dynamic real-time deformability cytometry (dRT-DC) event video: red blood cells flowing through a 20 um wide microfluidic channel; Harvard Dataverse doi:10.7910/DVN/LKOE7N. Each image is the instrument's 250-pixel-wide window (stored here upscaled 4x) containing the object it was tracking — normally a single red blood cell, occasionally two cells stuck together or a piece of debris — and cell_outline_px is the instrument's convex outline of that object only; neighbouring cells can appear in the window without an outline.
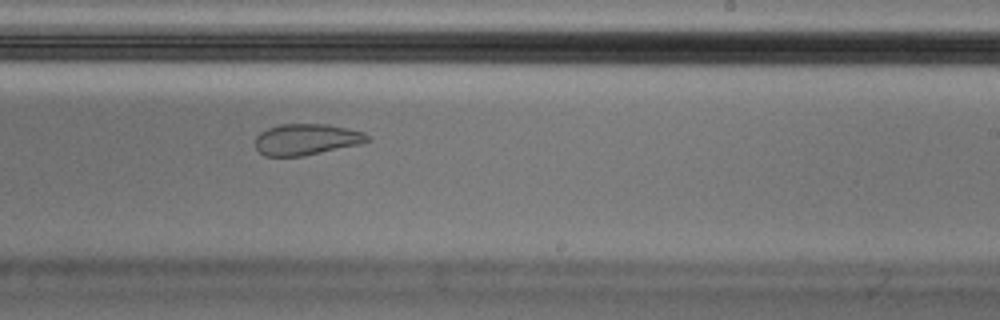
{"species": "Egyptian fruit bat (a non-hibernating species)", "species_latin": "Rousettus aegyptiacus", "temperature_condition": "cold", "stored_images_in_passage": 43, "camera_frame_rate_fps": 3000, "um_per_image_px": 0.085, "animal": {"sex": "male"}, "frame": {"image": 1, "passage_image": 25, "time_ms": 8.0, "image_size_px": [1000, 320], "cell_outline_px": [[372, 140], [360, 144], [304, 156], [264, 156], [256, 148], [256, 136], [260, 132], [268, 128], [280, 124], [328, 124], [364, 132]], "centroid_in_image_um": [26.05, 11.85], "position_along_channel_um": 262.9, "area_um2": 20.4}}